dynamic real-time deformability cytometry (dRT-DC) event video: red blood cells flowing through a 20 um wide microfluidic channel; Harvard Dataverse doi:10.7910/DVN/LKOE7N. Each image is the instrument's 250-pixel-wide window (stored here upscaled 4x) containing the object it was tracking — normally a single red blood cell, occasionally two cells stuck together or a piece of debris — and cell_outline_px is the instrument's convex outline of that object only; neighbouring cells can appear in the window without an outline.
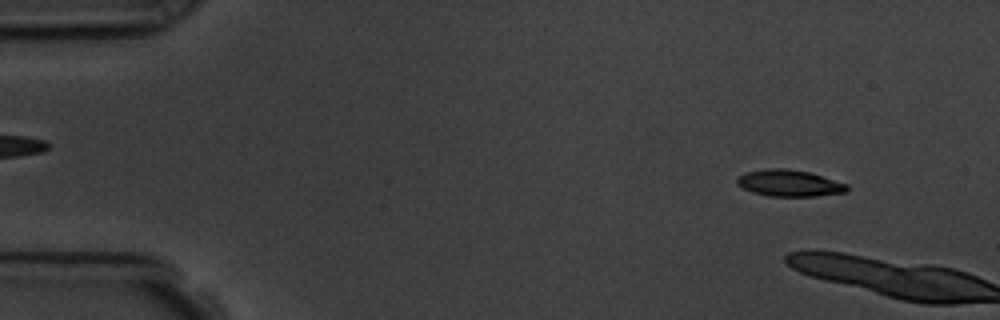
{"species": "common noctule bat (a hibernating species)", "species_latin": "Nyctalus noctula", "temperature_condition": "room temperature", "stored_images_in_passage": 2, "camera_frame_rate_fps": 3000, "um_per_image_px": 0.085, "animal": {"sex": "male", "body_mass_g": 19.5, "forearm_length_mm": 54.6}, "frame": {"image": 1, "passage_image": 1, "time_ms": 0.0, "image_size_px": [1000, 320], "cell_outline_px": [[848, 192], [816, 196], [768, 196], [752, 192], [736, 184], [736, 176], [744, 172], [768, 168], [784, 168], [808, 172], [848, 184]], "centroid_in_image_um": [67.05, 15.56], "position_along_channel_um": 17.9, "area_um2": 17.11}}